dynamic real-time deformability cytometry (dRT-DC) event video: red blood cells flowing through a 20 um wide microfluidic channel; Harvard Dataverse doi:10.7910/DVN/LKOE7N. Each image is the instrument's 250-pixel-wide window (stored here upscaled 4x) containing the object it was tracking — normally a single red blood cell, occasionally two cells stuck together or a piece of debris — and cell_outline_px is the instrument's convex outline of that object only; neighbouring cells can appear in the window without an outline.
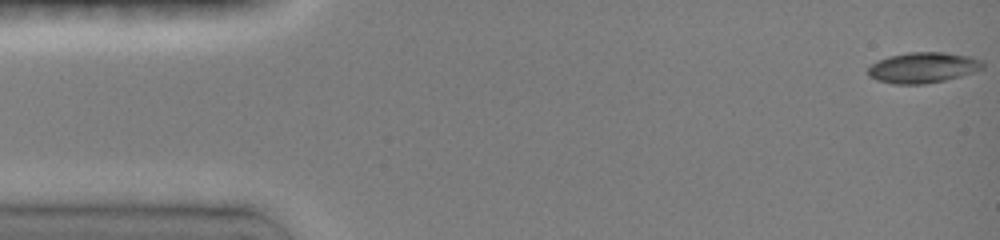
{"species": "common noctule bat (a hibernating species)", "species_latin": "Nyctalus noctula", "temperature_condition": "room temperature", "stored_images_in_passage": 48, "camera_frame_rate_fps": 3000, "um_per_image_px": 0.085, "animal": {"sex": "female", "body_mass_g": 19.0, "forearm_length_mm": 51.5}, "frame": {"image": 1, "passage_image": 1, "time_ms": 0.0, "image_size_px": [1000, 240], "cell_outline_px": [[984, 68], [960, 76], [944, 80], [924, 84], [892, 84], [876, 80], [868, 76], [868, 68], [872, 64], [888, 56], [908, 52], [944, 52], [968, 56], [980, 60], [984, 64]], "centroid_in_image_um": [78.42, 5.75], "position_along_channel_um": 6.6, "area_um2": 20.4}}
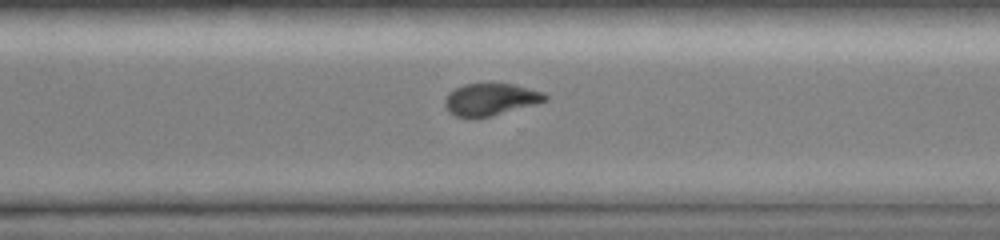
{"frame": {"image": 2, "passage_image": 33, "time_ms": 11.0, "image_size_px": [1000, 240], "cell_outline_px": [[548, 100], [536, 104], [488, 116], [456, 116], [448, 112], [444, 104], [444, 100], [448, 92], [464, 84], [516, 84], [544, 92], [548, 96]], "centroid_in_image_um": [41.71, 8.42], "position_along_channel_um": 328.9, "area_um2": 18.5}}
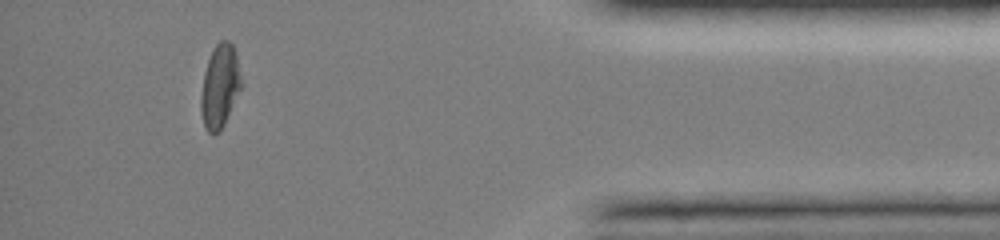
{"frame": {"image": 3, "passage_image": 44, "time_ms": 14.0, "image_size_px": [1000, 240], "cell_outline_px": [[244, 84], [220, 128], [212, 136], [208, 132], [204, 124], [200, 108], [200, 96], [204, 72], [212, 48], [220, 40], [228, 40], [232, 44], [236, 52]], "centroid_in_image_um": [18.7, 7.26], "position_along_channel_um": 416.5, "area_um2": 19.65}, "authors_computed_cell_mechanics": {"area_um2": 19.8832, "velocity_mm_per_s": 4.0552, "shape_relaxation_time_tau1_ms": 4.9168, "shape_relaxation_time_tau2_ms": 6.1934, "deformation_change_tau1": 0.1579, "deformation_change_tau2": 0.0845}}